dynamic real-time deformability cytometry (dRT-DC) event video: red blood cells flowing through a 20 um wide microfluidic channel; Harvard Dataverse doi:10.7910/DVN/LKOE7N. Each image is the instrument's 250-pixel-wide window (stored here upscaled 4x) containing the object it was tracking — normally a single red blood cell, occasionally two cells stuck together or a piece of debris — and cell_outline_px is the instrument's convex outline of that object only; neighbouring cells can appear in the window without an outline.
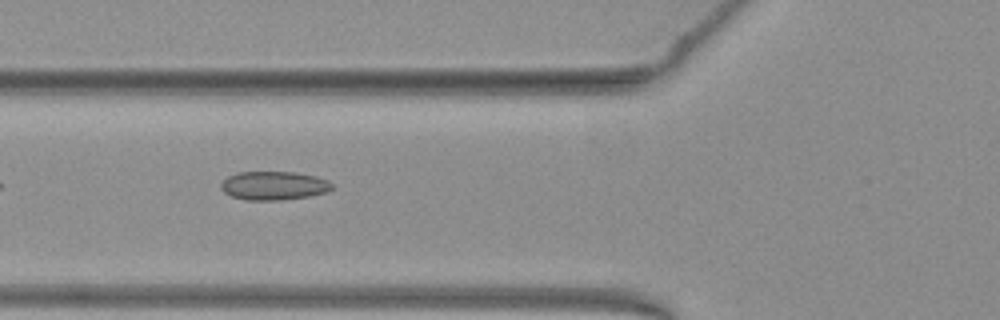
{"species": "common noctule bat (a hibernating species)", "species_latin": "Nyctalus noctula", "temperature_condition": "warm", "stored_images_in_passage": 35, "camera_frame_rate_fps": 3000, "um_per_image_px": 0.085, "animal": {"sex": "female", "body_mass_g": 19.3, "forearm_length_mm": 54.1}, "frame": {"image": 1, "passage_image": 3, "time_ms": 0.667, "image_size_px": [1000, 320], "cell_outline_px": [[332, 188], [328, 192], [308, 196], [284, 200], [244, 200], [232, 196], [224, 192], [220, 188], [220, 184], [228, 176], [236, 172], [292, 172], [316, 176], [328, 180], [332, 184]], "centroid_in_image_um": [23.26, 15.78], "position_along_channel_um": 102.5, "area_um2": 18.61}}
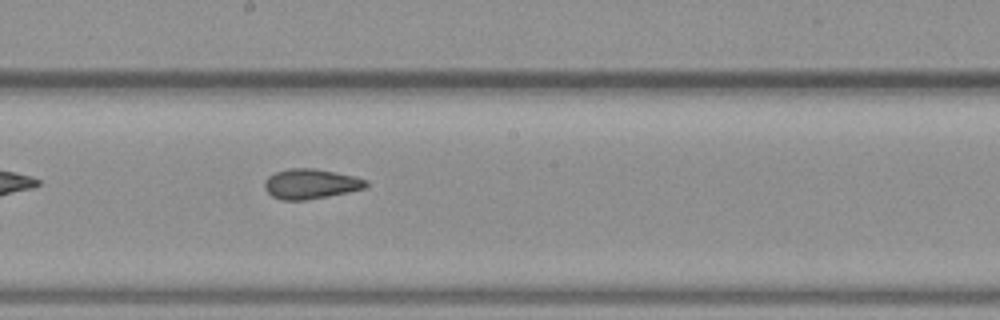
{"frame": {"image": 2, "passage_image": 12, "time_ms": 3.667, "image_size_px": [1000, 320], "cell_outline_px": [[368, 184], [364, 188], [348, 192], [328, 196], [304, 200], [280, 200], [272, 196], [264, 188], [264, 184], [268, 176], [276, 172], [288, 168], [316, 168], [352, 176], [368, 180]], "centroid_in_image_um": [26.38, 15.63], "position_along_channel_um": 221.8, "area_um2": 17.63}}
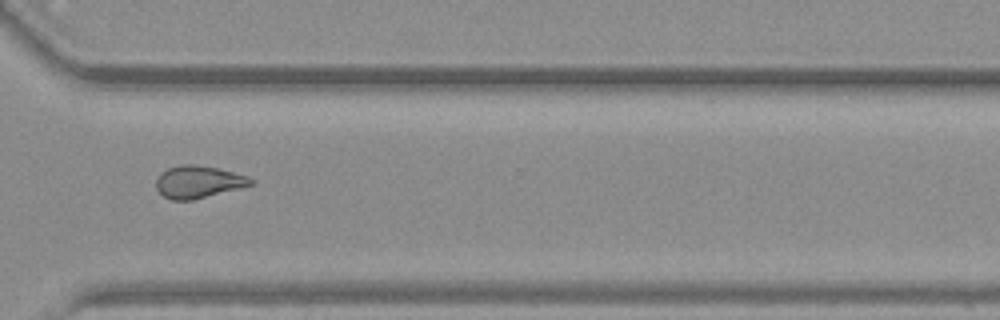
{"frame": {"image": 3, "passage_image": 22, "time_ms": 7.0, "image_size_px": [1000, 320], "cell_outline_px": [[256, 184], [192, 200], [172, 200], [164, 196], [156, 188], [156, 180], [160, 172], [168, 168], [180, 164], [196, 164], [216, 168], [248, 176], [256, 180]], "centroid_in_image_um": [16.87, 15.45], "position_along_channel_um": 353.7, "area_um2": 17.92}}